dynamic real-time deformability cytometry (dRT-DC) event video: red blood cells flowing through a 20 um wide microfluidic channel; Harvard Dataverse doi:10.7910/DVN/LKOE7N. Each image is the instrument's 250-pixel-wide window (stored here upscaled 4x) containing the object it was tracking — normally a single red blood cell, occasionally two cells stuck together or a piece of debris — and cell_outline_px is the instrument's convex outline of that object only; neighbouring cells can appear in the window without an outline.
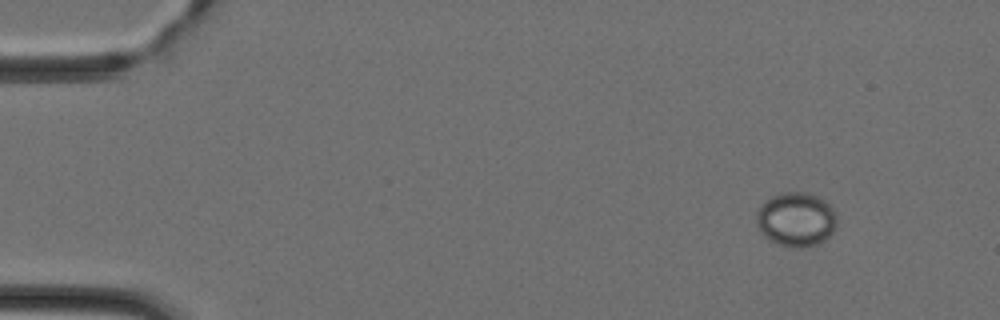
{"species": "Egyptian fruit bat (a non-hibernating species)", "species_latin": "Rousettus aegyptiacus", "temperature_condition": "cold", "stored_images_in_passage": 13, "camera_frame_rate_fps": 3000, "um_per_image_px": 0.085, "animal": {"sex": "female"}, "frame": {"image": 1, "passage_image": 6, "time_ms": 1.667, "image_size_px": [1000, 320], "cell_outline_px": [[836, 228], [824, 240], [816, 244], [804, 248], [792, 248], [780, 244], [764, 236], [760, 232], [756, 224], [756, 212], [772, 196], [780, 192], [804, 192], [816, 196], [824, 200], [836, 212]], "centroid_in_image_um": [67.67, 18.66], "position_along_channel_um": 17.3, "area_um2": 25.32}}